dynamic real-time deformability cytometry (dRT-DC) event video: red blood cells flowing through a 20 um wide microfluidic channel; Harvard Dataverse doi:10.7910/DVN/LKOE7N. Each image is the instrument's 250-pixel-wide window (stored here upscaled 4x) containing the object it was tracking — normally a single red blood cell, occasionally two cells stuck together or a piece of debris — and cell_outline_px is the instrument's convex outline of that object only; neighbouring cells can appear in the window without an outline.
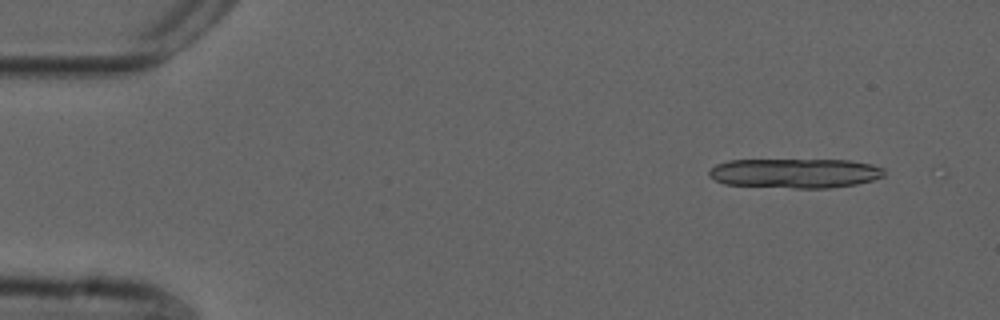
{"species": "common noctule bat (a hibernating species)", "species_latin": "Nyctalus noctula", "temperature_condition": "cold", "stored_images_in_passage": 8, "camera_frame_rate_fps": 3000, "um_per_image_px": 0.085, "animal": {"sex": "male", "forearm_length_mm": 52.5}, "frame": {"image": 1, "passage_image": 1, "time_ms": 0.0, "image_size_px": [1000, 320], "cell_outline_px": [[884, 176], [872, 180], [856, 184], [828, 188], [792, 188], [724, 184], [708, 176], [708, 172], [716, 164], [728, 160], [848, 160], [872, 164], [884, 168]], "centroid_in_image_um": [67.57, 14.72], "position_along_channel_um": 17.4, "area_um2": 30.23}}